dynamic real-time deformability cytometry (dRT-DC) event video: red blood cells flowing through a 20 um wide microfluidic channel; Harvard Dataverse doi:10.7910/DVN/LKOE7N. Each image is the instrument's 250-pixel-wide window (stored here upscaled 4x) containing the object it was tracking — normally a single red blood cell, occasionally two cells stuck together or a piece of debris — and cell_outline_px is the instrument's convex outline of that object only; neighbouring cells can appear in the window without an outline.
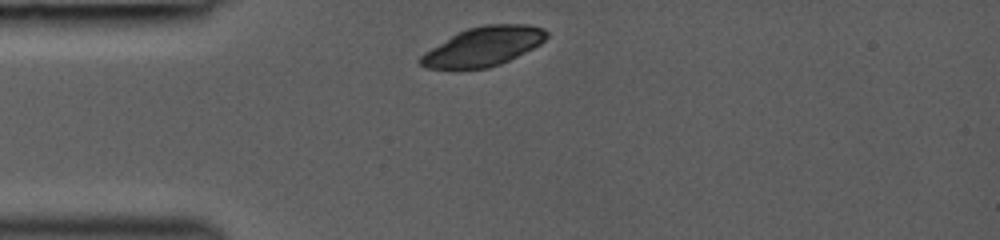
{"species": "common noctule bat (a hibernating species)", "species_latin": "Nyctalus noctula", "temperature_condition": "room temperature", "stored_images_in_passage": 6, "camera_frame_rate_fps": 3000, "um_per_image_px": 0.085, "animal": {"sex": "female", "body_mass_g": 19.0, "forearm_length_mm": 53.3}, "frame": {"image": 1, "passage_image": 1, "time_ms": 0.0, "image_size_px": [1000, 240], "cell_outline_px": [[548, 36], [540, 44], [500, 64], [488, 68], [424, 68], [416, 60], [424, 52], [456, 32], [468, 28], [484, 24], [528, 24], [544, 28], [548, 32]], "centroid_in_image_um": [41.06, 3.93], "position_along_channel_um": 43.9, "area_um2": 28.73}}
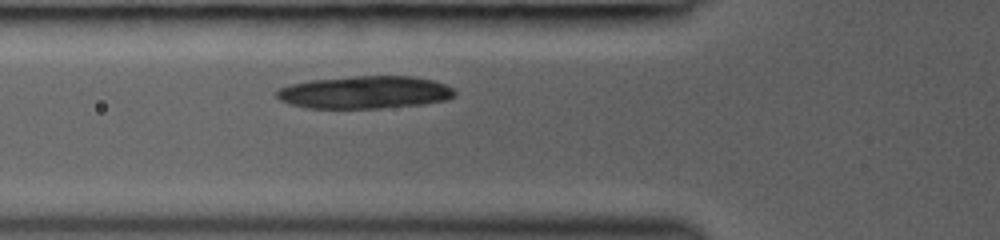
{"frame": {"image": 2, "passage_image": 4, "time_ms": 1.667, "image_size_px": [1000, 240], "cell_outline_px": [[456, 96], [448, 100], [424, 104], [380, 108], [308, 108], [288, 104], [280, 100], [276, 96], [276, 92], [280, 88], [292, 84], [312, 80], [356, 76], [412, 76], [432, 80], [444, 84], [452, 88], [456, 92]], "centroid_in_image_um": [31.04, 7.85], "position_along_channel_um": 94.8, "area_um2": 33.87}}
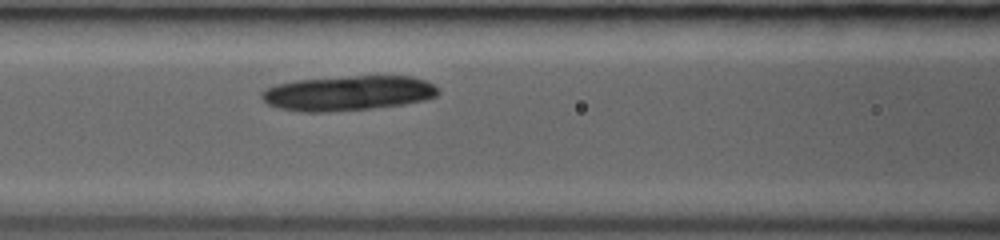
{"frame": {"image": 3, "passage_image": 6, "time_ms": 2.667, "image_size_px": [1000, 240], "cell_outline_px": [[440, 92], [436, 96], [424, 100], [404, 104], [372, 108], [328, 112], [300, 112], [280, 108], [268, 104], [260, 96], [260, 92], [276, 84], [296, 80], [352, 76], [412, 76], [424, 80], [440, 88]], "centroid_in_image_um": [29.59, 7.92], "position_along_channel_um": 137.0, "area_um2": 35.95}}